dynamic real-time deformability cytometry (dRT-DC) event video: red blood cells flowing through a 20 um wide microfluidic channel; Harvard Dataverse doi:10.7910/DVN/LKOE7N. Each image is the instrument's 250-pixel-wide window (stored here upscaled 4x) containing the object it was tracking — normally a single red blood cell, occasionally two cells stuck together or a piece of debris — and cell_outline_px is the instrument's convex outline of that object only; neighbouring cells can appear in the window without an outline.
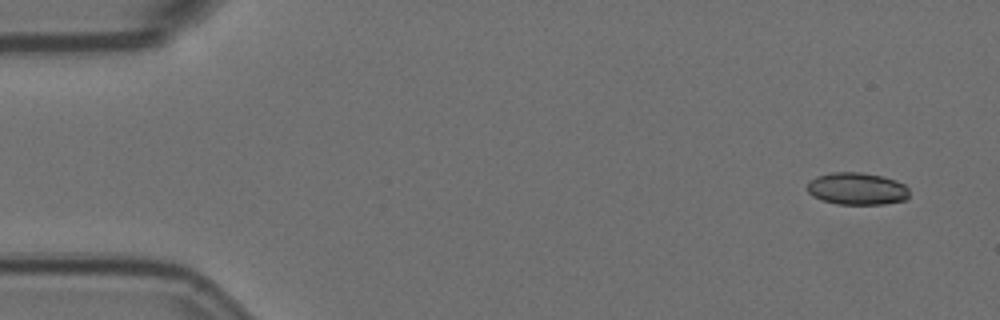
{"species": "Egyptian fruit bat (a non-hibernating species)", "species_latin": "Rousettus aegyptiacus", "temperature_condition": "room temperature", "stored_images_in_passage": 6, "camera_frame_rate_fps": 3000, "um_per_image_px": 0.085, "animal": {"sex": "female"}, "frame": {"image": 1, "passage_image": 1, "time_ms": 0.0, "image_size_px": [1000, 320], "cell_outline_px": [[908, 200], [884, 204], [836, 204], [820, 200], [812, 196], [808, 192], [808, 184], [816, 176], [832, 172], [860, 172], [880, 176], [896, 180], [904, 184], [908, 188]], "centroid_in_image_um": [72.85, 16.05], "position_along_channel_um": 12.1, "area_um2": 19.25}}
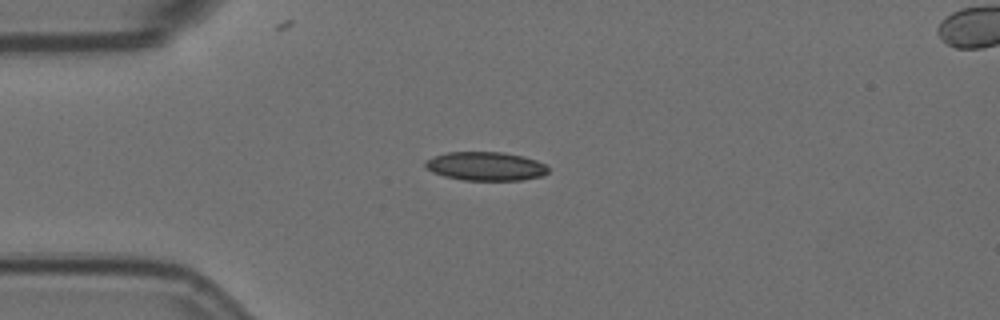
{"frame": {"image": 2, "passage_image": 4, "time_ms": 1.0, "image_size_px": [1000, 320], "cell_outline_px": [[548, 172], [544, 176], [520, 180], [464, 180], [444, 176], [432, 172], [424, 168], [424, 160], [448, 152], [504, 152], [524, 156], [548, 164]], "centroid_in_image_um": [41.3, 14.13], "position_along_channel_um": 43.7, "area_um2": 20.81}}
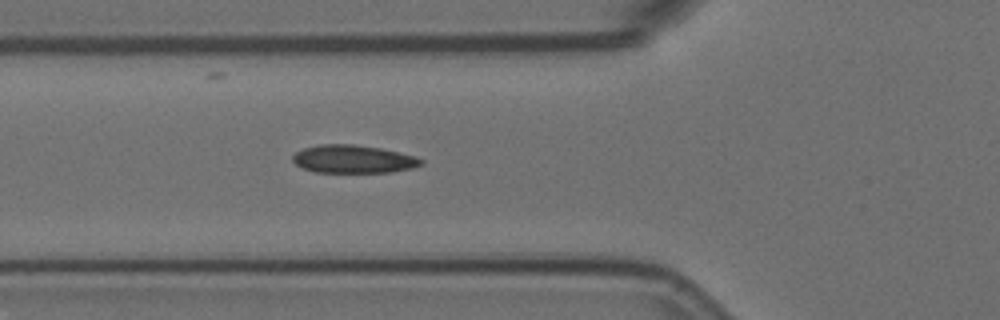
{"frame": {"image": 3, "passage_image": 6, "time_ms": 1.667, "image_size_px": [1000, 320], "cell_outline_px": [[424, 164], [412, 168], [392, 172], [316, 172], [304, 168], [296, 164], [292, 160], [292, 156], [296, 152], [304, 148], [320, 144], [352, 144], [380, 148], [416, 156], [424, 160]], "centroid_in_image_um": [30.05, 13.52], "position_along_channel_um": 95.7, "area_um2": 20.92}}